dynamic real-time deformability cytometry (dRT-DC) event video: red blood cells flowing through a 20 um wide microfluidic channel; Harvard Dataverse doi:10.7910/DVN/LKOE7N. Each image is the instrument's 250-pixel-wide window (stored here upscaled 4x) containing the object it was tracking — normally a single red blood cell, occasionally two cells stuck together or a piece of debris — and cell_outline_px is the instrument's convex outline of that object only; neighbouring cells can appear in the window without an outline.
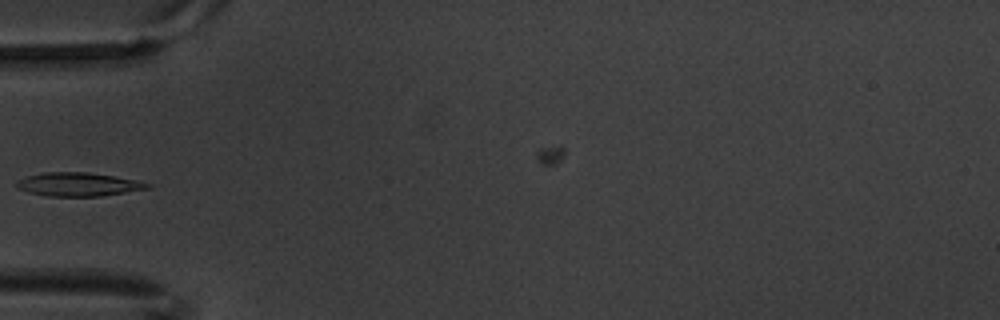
{"species": "common noctule bat (a hibernating species)", "species_latin": "Nyctalus noctula", "temperature_condition": "warm", "stored_images_in_passage": 8, "camera_frame_rate_fps": 3000, "um_per_image_px": 0.085, "animal": {"sex": "male", "body_mass_g": 20.1, "forearm_length_mm": 53.5}, "frame": {"image": 1, "passage_image": 7, "time_ms": 2.0, "image_size_px": [1000, 320], "cell_outline_px": [[152, 188], [100, 196], [48, 196], [28, 192], [16, 188], [16, 184], [20, 180], [28, 176], [44, 172], [88, 172], [136, 180], [152, 184]], "centroid_in_image_um": [6.68, 15.67], "position_along_channel_um": 78.3, "area_um2": 17.86}}